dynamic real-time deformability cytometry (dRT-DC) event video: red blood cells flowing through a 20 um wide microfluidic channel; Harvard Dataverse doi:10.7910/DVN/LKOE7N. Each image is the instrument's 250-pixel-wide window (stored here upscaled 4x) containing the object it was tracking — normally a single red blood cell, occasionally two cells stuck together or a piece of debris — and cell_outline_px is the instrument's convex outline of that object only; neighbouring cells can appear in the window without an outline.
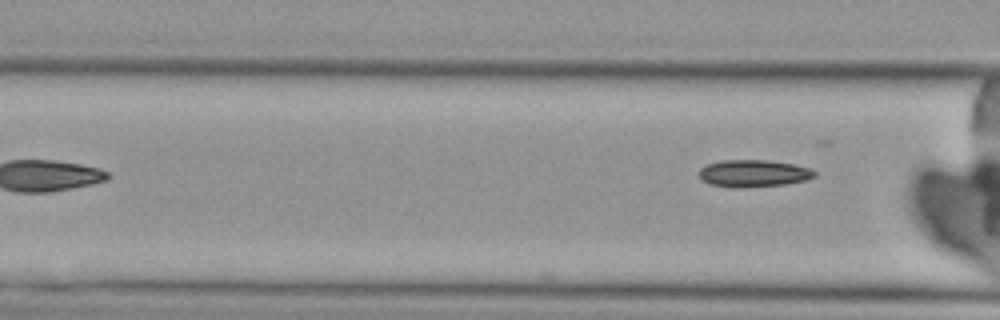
{"species": "Egyptian fruit bat (a non-hibernating species)", "species_latin": "Rousettus aegyptiacus", "temperature_condition": "cold", "stored_images_in_passage": 7, "camera_frame_rate_fps": 3000, "um_per_image_px": 0.085, "animal": {"sex": "female"}, "frame": {"image": 1, "passage_image": 7, "time_ms": 8.0, "image_size_px": [1000, 320], "cell_outline_px": [[816, 176], [804, 180], [784, 184], [744, 188], [732, 188], [708, 184], [700, 180], [696, 172], [704, 164], [720, 160], [768, 160], [792, 164], [808, 168], [816, 172]], "centroid_in_image_um": [63.92, 14.74], "position_along_channel_um": 102.7, "area_um2": 18.61}}